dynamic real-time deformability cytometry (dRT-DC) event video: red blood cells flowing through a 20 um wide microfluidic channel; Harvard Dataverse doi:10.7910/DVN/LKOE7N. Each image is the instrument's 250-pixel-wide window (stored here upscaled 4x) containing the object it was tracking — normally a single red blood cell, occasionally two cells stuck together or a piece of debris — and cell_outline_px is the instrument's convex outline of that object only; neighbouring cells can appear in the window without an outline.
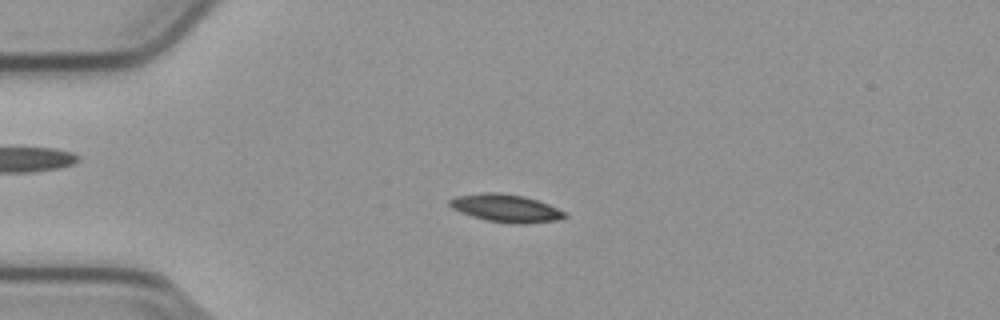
{"species": "common noctule bat (a hibernating species)", "species_latin": "Nyctalus noctula", "temperature_condition": "cold", "stored_images_in_passage": 54, "camera_frame_rate_fps": 3000, "um_per_image_px": 0.085, "animal": {"sex": "male", "body_mass_g": 23.1, "forearm_length_mm": 52.7}, "frame": {"image": 1, "passage_image": 13, "time_ms": 4.0, "image_size_px": [1000, 320], "cell_outline_px": [[568, 216], [556, 220], [528, 224], [512, 224], [488, 220], [472, 216], [460, 212], [452, 208], [448, 204], [448, 200], [456, 196], [484, 192], [500, 192], [524, 196], [548, 204], [564, 212]], "centroid_in_image_um": [42.97, 17.69], "position_along_channel_um": 42.0, "area_um2": 18.61}}
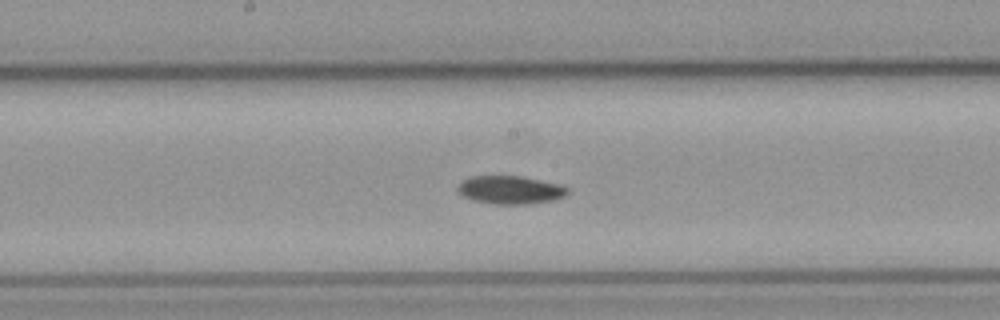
{"frame": {"image": 2, "passage_image": 28, "time_ms": 9.0, "image_size_px": [1000, 320], "cell_outline_px": [[568, 192], [564, 196], [552, 200], [528, 204], [496, 204], [472, 200], [456, 192], [456, 188], [464, 180], [472, 176], [524, 176], [560, 184], [568, 188]], "centroid_in_image_um": [43.37, 16.14], "position_along_channel_um": 204.8, "area_um2": 18.03}}
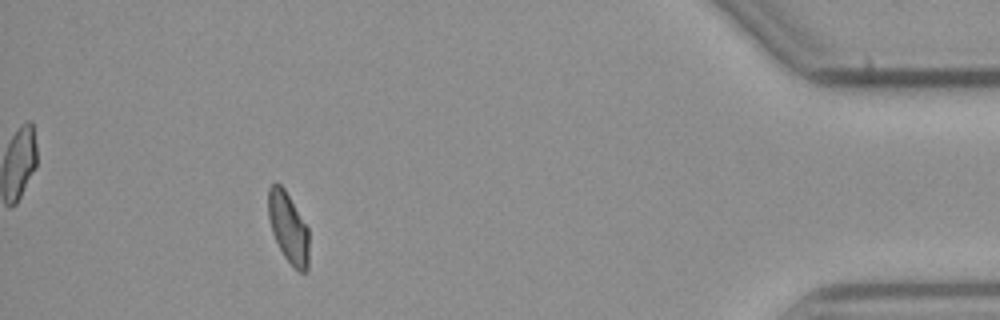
{"frame": {"image": 3, "passage_image": 49, "time_ms": 16.0, "image_size_px": [1000, 320], "cell_outline_px": [[308, 268], [304, 272], [300, 272], [284, 256], [272, 232], [268, 216], [268, 188], [276, 180], [284, 188], [308, 228]], "centroid_in_image_um": [24.49, 19.3], "position_along_channel_um": 410.7, "area_um2": 16.47}, "authors_computed_cell_mechanics": {"area_um2": 17.6868, "velocity_mm_per_s": 3.7843, "shape_relaxation_time_tau1_ms": 3.0158, "shape_relaxation_time_tau2_ms": null, "deformation_change_tau1": 0.1123, "deformation_change_tau2": null}}